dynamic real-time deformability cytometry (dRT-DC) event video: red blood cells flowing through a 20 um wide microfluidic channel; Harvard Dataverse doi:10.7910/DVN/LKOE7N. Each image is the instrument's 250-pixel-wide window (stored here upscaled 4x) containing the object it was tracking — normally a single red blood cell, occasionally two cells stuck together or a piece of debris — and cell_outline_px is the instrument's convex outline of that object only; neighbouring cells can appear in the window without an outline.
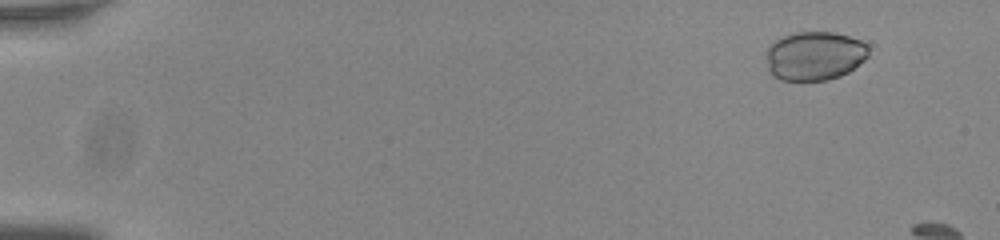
{"species": "common noctule bat (a hibernating species)", "species_latin": "Nyctalus noctula", "temperature_condition": "room temperature", "stored_images_in_passage": 6, "camera_frame_rate_fps": 3000, "um_per_image_px": 0.085, "animal": {"sex": "male", "body_mass_g": 20.0, "forearm_length_mm": 53.3}, "frame": {"image": 1, "passage_image": 1, "time_ms": 0.0, "image_size_px": [1000, 240], "cell_outline_px": [[868, 56], [864, 60], [848, 72], [840, 76], [828, 80], [780, 80], [772, 76], [768, 68], [768, 48], [780, 36], [796, 32], [832, 32], [848, 36], [860, 40], [868, 44]], "centroid_in_image_um": [69.25, 4.74], "position_along_channel_um": 15.7, "area_um2": 29.13}}